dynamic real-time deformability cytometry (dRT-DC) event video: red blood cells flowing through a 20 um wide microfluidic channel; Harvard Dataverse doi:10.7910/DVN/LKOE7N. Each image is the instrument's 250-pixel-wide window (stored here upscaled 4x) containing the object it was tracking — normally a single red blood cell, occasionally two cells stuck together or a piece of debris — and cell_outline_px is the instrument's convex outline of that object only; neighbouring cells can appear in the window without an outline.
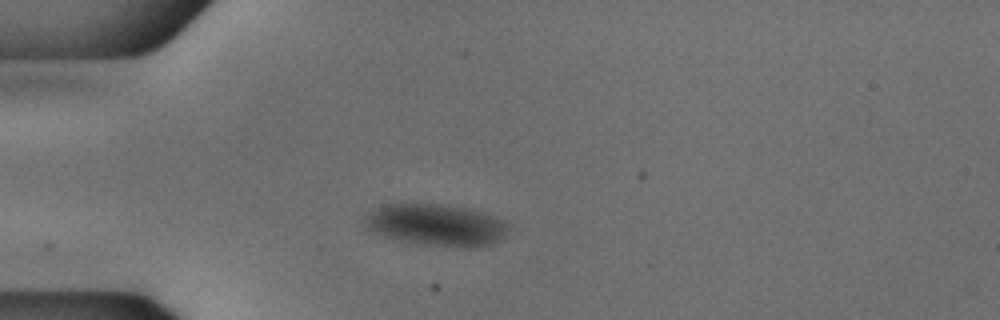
{"species": "common noctule bat (a hibernating species)", "species_latin": "Nyctalus noctula", "temperature_condition": "cold", "stored_images_in_passage": 40, "camera_frame_rate_fps": 3000, "um_per_image_px": 0.085, "animal": {"sex": "male", "body_mass_g": 18.8}, "frame": {"image": 1, "passage_image": 1, "time_ms": 0.0, "image_size_px": [1000, 320], "cell_outline_px": [[508, 228], [500, 240], [488, 244], [472, 248], [464, 248], [424, 244], [400, 240], [380, 236], [372, 232], [368, 228], [364, 220], [364, 216], [376, 208], [384, 204], [448, 204], [468, 208], [492, 216], [508, 224]], "centroid_in_image_um": [37.04, 19.12], "position_along_channel_um": 48.0, "area_um2": 34.8}}
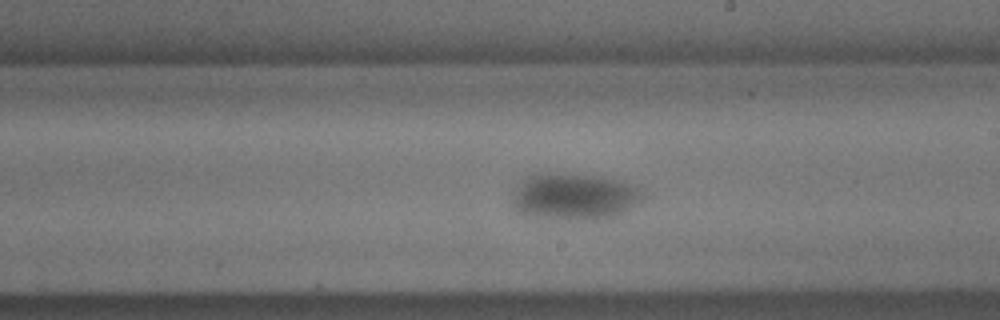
{"frame": {"image": 2, "passage_image": 18, "time_ms": 5.667, "image_size_px": [1000, 320], "cell_outline_px": [[644, 196], [636, 204], [616, 216], [532, 216], [516, 212], [512, 204], [512, 200], [516, 192], [524, 180], [528, 176], [600, 176], [632, 184]], "centroid_in_image_um": [48.83, 16.7], "position_along_channel_um": 240.2, "area_um2": 32.54}}
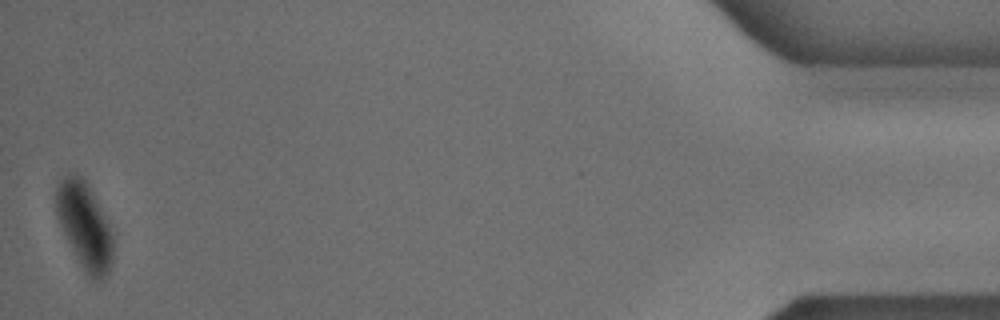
{"frame": {"image": 3, "passage_image": 40, "time_ms": 13.0, "image_size_px": [1000, 320], "cell_outline_px": [[112, 264], [104, 280], [92, 280], [84, 272], [56, 216], [56, 184], [68, 172], [72, 172], [80, 176], [88, 184], [112, 232]], "centroid_in_image_um": [7.18, 19.19], "position_along_channel_um": 428.0, "area_um2": 28.38}}